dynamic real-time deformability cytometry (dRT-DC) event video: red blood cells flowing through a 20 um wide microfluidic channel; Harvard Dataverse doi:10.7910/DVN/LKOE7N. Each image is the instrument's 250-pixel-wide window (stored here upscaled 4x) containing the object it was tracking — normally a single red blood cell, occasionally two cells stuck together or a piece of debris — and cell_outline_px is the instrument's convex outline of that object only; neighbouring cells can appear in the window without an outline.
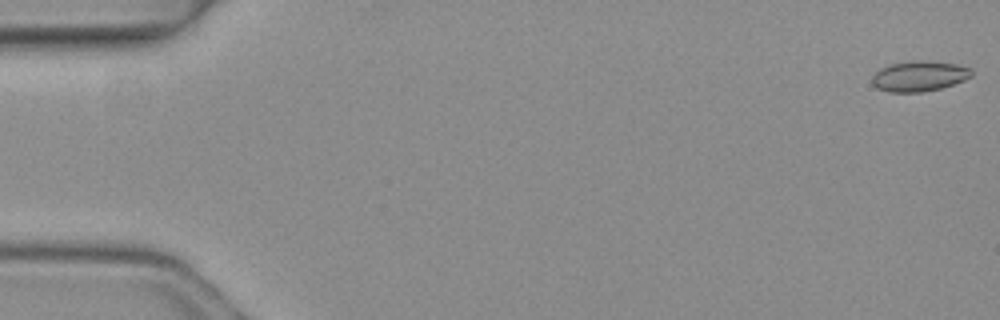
{"species": "common noctule bat (a hibernating species)", "species_latin": "Nyctalus noctula", "temperature_condition": "warm", "stored_images_in_passage": 5, "camera_frame_rate_fps": 3000, "um_per_image_px": 0.085, "animal": {"sex": "female", "body_mass_g": 19.3, "forearm_length_mm": 54.1}, "frame": {"image": 1, "passage_image": 1, "time_ms": 0.0, "image_size_px": [1000, 320], "cell_outline_px": [[972, 76], [964, 80], [940, 88], [924, 92], [888, 92], [876, 88], [872, 84], [872, 76], [880, 68], [888, 64], [908, 60], [920, 60], [956, 64], [972, 68]], "centroid_in_image_um": [78.1, 6.46], "position_along_channel_um": 6.9, "area_um2": 17.8}}
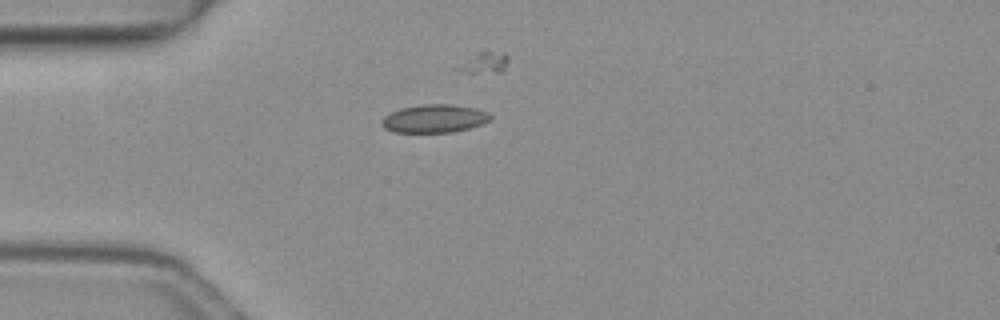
{"frame": {"image": 2, "passage_image": 4, "time_ms": 1.0, "image_size_px": [1000, 320], "cell_outline_px": [[492, 120], [468, 128], [452, 132], [392, 132], [384, 128], [380, 124], [380, 120], [384, 116], [400, 108], [424, 104], [452, 104], [476, 108], [488, 112], [492, 116]], "centroid_in_image_um": [36.91, 10.07], "position_along_channel_um": 48.1, "area_um2": 17.92}}